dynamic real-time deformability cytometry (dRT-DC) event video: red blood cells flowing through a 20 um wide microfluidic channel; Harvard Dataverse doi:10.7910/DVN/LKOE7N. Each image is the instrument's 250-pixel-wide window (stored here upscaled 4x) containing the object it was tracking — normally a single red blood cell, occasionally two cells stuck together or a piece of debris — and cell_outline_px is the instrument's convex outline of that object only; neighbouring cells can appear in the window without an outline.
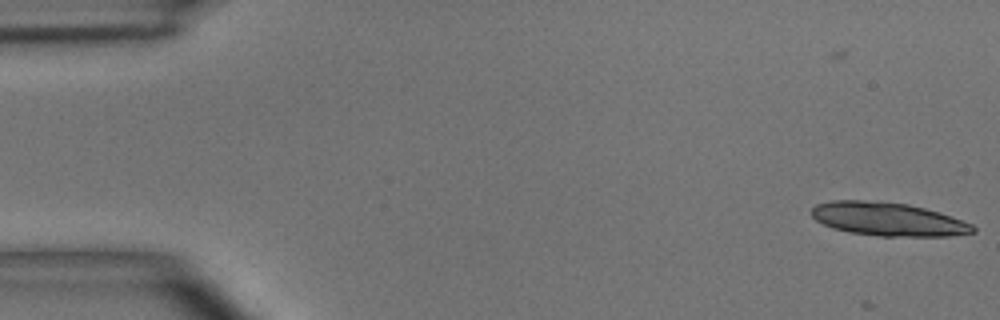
{"species": "common noctule bat (a hibernating species)", "species_latin": "Nyctalus noctula", "temperature_condition": "room temperature", "stored_images_in_passage": 6, "camera_frame_rate_fps": 3000, "um_per_image_px": 0.085, "animal": {"sex": "male", "body_mass_g": 15.6}, "frame": {"image": 1, "passage_image": 6, "time_ms": 1.667, "image_size_px": [1000, 320], "cell_outline_px": [[976, 232], [948, 236], [880, 236], [848, 232], [832, 228], [816, 220], [808, 212], [816, 204], [832, 200], [876, 200], [908, 204], [940, 212], [972, 224], [976, 228]], "centroid_in_image_um": [75.45, 18.62], "position_along_channel_um": 9.6, "area_um2": 31.67}}